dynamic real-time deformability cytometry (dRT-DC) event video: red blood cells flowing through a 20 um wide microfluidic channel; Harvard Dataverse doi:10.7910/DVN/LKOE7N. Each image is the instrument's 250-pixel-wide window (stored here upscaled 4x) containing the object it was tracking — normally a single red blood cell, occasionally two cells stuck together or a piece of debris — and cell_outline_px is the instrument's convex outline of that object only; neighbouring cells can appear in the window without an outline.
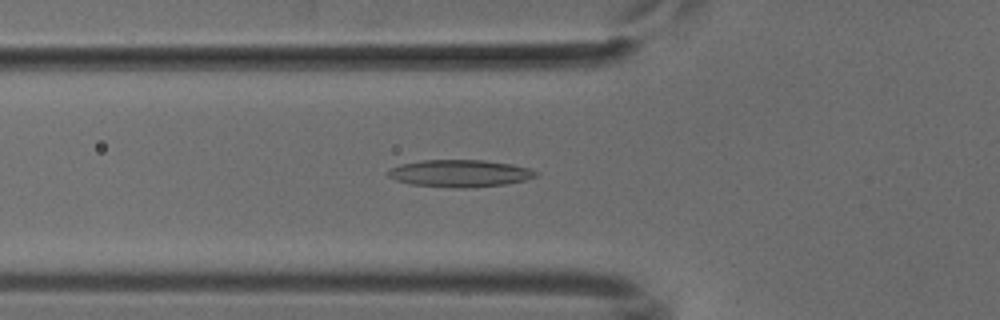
{"species": "common noctule bat (a hibernating species)", "species_latin": "Nyctalus noctula", "temperature_condition": "cold", "stored_images_in_passage": 52, "camera_frame_rate_fps": 3000, "um_per_image_px": 0.085, "animal": {"sex": "male", "body_mass_g": 18.8}, "frame": {"image": 1, "passage_image": 18, "time_ms": 5.667, "image_size_px": [1000, 320], "cell_outline_px": [[540, 172], [536, 176], [524, 180], [504, 184], [472, 188], [460, 188], [412, 184], [396, 180], [388, 176], [388, 168], [400, 164], [424, 160], [484, 160], [512, 164], [532, 168]], "centroid_in_image_um": [39.12, 14.73], "position_along_channel_um": 86.7, "area_um2": 23.47}}
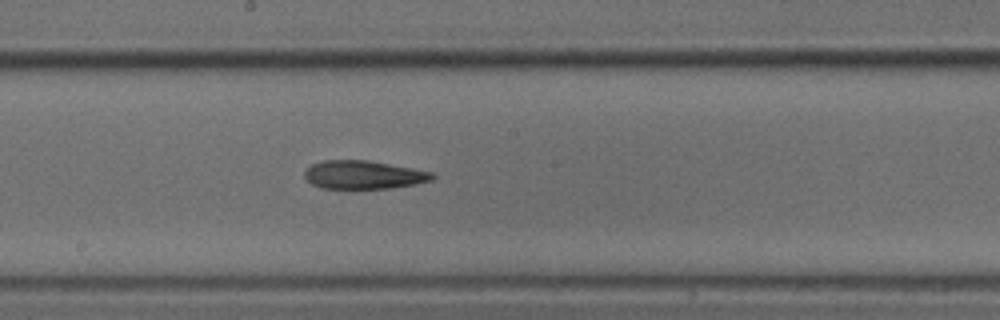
{"frame": {"image": 2, "passage_image": 28, "time_ms": 9.0, "image_size_px": [1000, 320], "cell_outline_px": [[436, 176], [432, 180], [416, 184], [388, 188], [320, 188], [312, 184], [304, 176], [304, 172], [312, 164], [324, 160], [368, 160], [412, 168], [432, 172]], "centroid_in_image_um": [30.91, 14.85], "position_along_channel_um": 217.3, "area_um2": 20.98}}
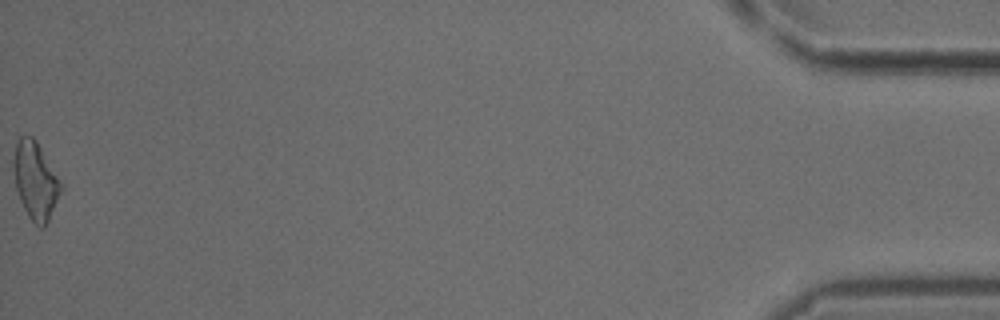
{"frame": {"image": 3, "passage_image": 52, "time_ms": 17.0, "image_size_px": [1000, 320], "cell_outline_px": [[64, 188], [44, 228], [40, 228], [28, 216], [20, 200], [16, 188], [12, 164], [12, 160], [16, 144], [20, 136], [32, 136], [36, 140], [64, 184]], "centroid_in_image_um": [3.03, 15.34], "position_along_channel_um": 432.2, "area_um2": 21.62}}